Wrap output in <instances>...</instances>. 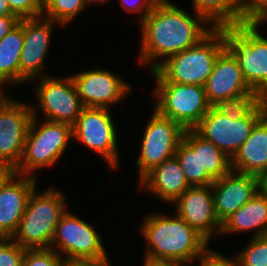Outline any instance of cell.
Returning a JSON list of instances; mask_svg holds the SVG:
<instances>
[{"label":"cell","mask_w":267,"mask_h":266,"mask_svg":"<svg viewBox=\"0 0 267 266\" xmlns=\"http://www.w3.org/2000/svg\"><path fill=\"white\" fill-rule=\"evenodd\" d=\"M266 113L267 99L265 98L245 117L238 120L230 119L211 106L193 130L232 159L249 137L256 123Z\"/></svg>","instance_id":"ba28073f"},{"label":"cell","mask_w":267,"mask_h":266,"mask_svg":"<svg viewBox=\"0 0 267 266\" xmlns=\"http://www.w3.org/2000/svg\"><path fill=\"white\" fill-rule=\"evenodd\" d=\"M192 16L169 0H159L140 22L142 37L138 62L151 63L152 71L161 63L160 58L165 60L197 45L214 29L202 16Z\"/></svg>","instance_id":"6da1fadb"},{"label":"cell","mask_w":267,"mask_h":266,"mask_svg":"<svg viewBox=\"0 0 267 266\" xmlns=\"http://www.w3.org/2000/svg\"><path fill=\"white\" fill-rule=\"evenodd\" d=\"M147 123L136 160L140 180L154 167L175 156L185 130L170 118L160 115L155 109Z\"/></svg>","instance_id":"8fae6325"},{"label":"cell","mask_w":267,"mask_h":266,"mask_svg":"<svg viewBox=\"0 0 267 266\" xmlns=\"http://www.w3.org/2000/svg\"><path fill=\"white\" fill-rule=\"evenodd\" d=\"M71 77L84 107L109 109L131 90L124 79L104 69L82 71Z\"/></svg>","instance_id":"9a60e30c"},{"label":"cell","mask_w":267,"mask_h":266,"mask_svg":"<svg viewBox=\"0 0 267 266\" xmlns=\"http://www.w3.org/2000/svg\"><path fill=\"white\" fill-rule=\"evenodd\" d=\"M24 44V29L18 24L0 40V88L20 84V54Z\"/></svg>","instance_id":"cb8c5ba5"},{"label":"cell","mask_w":267,"mask_h":266,"mask_svg":"<svg viewBox=\"0 0 267 266\" xmlns=\"http://www.w3.org/2000/svg\"><path fill=\"white\" fill-rule=\"evenodd\" d=\"M200 160L201 168L215 181L229 173L231 169V159H229L212 142L200 136Z\"/></svg>","instance_id":"484cf974"},{"label":"cell","mask_w":267,"mask_h":266,"mask_svg":"<svg viewBox=\"0 0 267 266\" xmlns=\"http://www.w3.org/2000/svg\"><path fill=\"white\" fill-rule=\"evenodd\" d=\"M259 192L267 197V170L258 176Z\"/></svg>","instance_id":"f35d334b"},{"label":"cell","mask_w":267,"mask_h":266,"mask_svg":"<svg viewBox=\"0 0 267 266\" xmlns=\"http://www.w3.org/2000/svg\"><path fill=\"white\" fill-rule=\"evenodd\" d=\"M234 258L237 266H267V235L252 237Z\"/></svg>","instance_id":"f1b7e54d"},{"label":"cell","mask_w":267,"mask_h":266,"mask_svg":"<svg viewBox=\"0 0 267 266\" xmlns=\"http://www.w3.org/2000/svg\"><path fill=\"white\" fill-rule=\"evenodd\" d=\"M55 23L43 16L20 19L19 24L24 29V44L20 54V85L33 79L37 81L39 76L42 78L47 75L43 72V67Z\"/></svg>","instance_id":"5bb4252c"},{"label":"cell","mask_w":267,"mask_h":266,"mask_svg":"<svg viewBox=\"0 0 267 266\" xmlns=\"http://www.w3.org/2000/svg\"><path fill=\"white\" fill-rule=\"evenodd\" d=\"M32 116L30 104L9 97L0 104V163L18 167Z\"/></svg>","instance_id":"4fadbf2b"},{"label":"cell","mask_w":267,"mask_h":266,"mask_svg":"<svg viewBox=\"0 0 267 266\" xmlns=\"http://www.w3.org/2000/svg\"><path fill=\"white\" fill-rule=\"evenodd\" d=\"M21 176V177H20ZM36 177L15 174L0 191V238H12L25 212Z\"/></svg>","instance_id":"d6986e66"},{"label":"cell","mask_w":267,"mask_h":266,"mask_svg":"<svg viewBox=\"0 0 267 266\" xmlns=\"http://www.w3.org/2000/svg\"><path fill=\"white\" fill-rule=\"evenodd\" d=\"M215 214L222 224L258 191V177L230 171L212 183Z\"/></svg>","instance_id":"ac0fdd59"},{"label":"cell","mask_w":267,"mask_h":266,"mask_svg":"<svg viewBox=\"0 0 267 266\" xmlns=\"http://www.w3.org/2000/svg\"><path fill=\"white\" fill-rule=\"evenodd\" d=\"M140 231L150 245L144 259L150 261L190 266L209 245L200 233L177 215L148 214Z\"/></svg>","instance_id":"7a4b0ae2"},{"label":"cell","mask_w":267,"mask_h":266,"mask_svg":"<svg viewBox=\"0 0 267 266\" xmlns=\"http://www.w3.org/2000/svg\"><path fill=\"white\" fill-rule=\"evenodd\" d=\"M108 108L84 107L72 126L73 139L103 157L112 169L119 165L118 139Z\"/></svg>","instance_id":"30bf717a"},{"label":"cell","mask_w":267,"mask_h":266,"mask_svg":"<svg viewBox=\"0 0 267 266\" xmlns=\"http://www.w3.org/2000/svg\"><path fill=\"white\" fill-rule=\"evenodd\" d=\"M109 261L94 260H66L63 259L61 266H110Z\"/></svg>","instance_id":"74e56055"},{"label":"cell","mask_w":267,"mask_h":266,"mask_svg":"<svg viewBox=\"0 0 267 266\" xmlns=\"http://www.w3.org/2000/svg\"><path fill=\"white\" fill-rule=\"evenodd\" d=\"M159 0H120L121 6L129 13H138L140 22L154 9Z\"/></svg>","instance_id":"e575fe53"},{"label":"cell","mask_w":267,"mask_h":266,"mask_svg":"<svg viewBox=\"0 0 267 266\" xmlns=\"http://www.w3.org/2000/svg\"><path fill=\"white\" fill-rule=\"evenodd\" d=\"M50 248L54 251L59 249L60 256L66 254L63 258L66 260L109 261L101 236L94 225L67 210L57 224Z\"/></svg>","instance_id":"9c48e42d"},{"label":"cell","mask_w":267,"mask_h":266,"mask_svg":"<svg viewBox=\"0 0 267 266\" xmlns=\"http://www.w3.org/2000/svg\"><path fill=\"white\" fill-rule=\"evenodd\" d=\"M194 13L202 16L213 28L236 25L234 0H192Z\"/></svg>","instance_id":"d4e9b609"},{"label":"cell","mask_w":267,"mask_h":266,"mask_svg":"<svg viewBox=\"0 0 267 266\" xmlns=\"http://www.w3.org/2000/svg\"><path fill=\"white\" fill-rule=\"evenodd\" d=\"M25 252L12 238H0V266H23Z\"/></svg>","instance_id":"1f68e13d"},{"label":"cell","mask_w":267,"mask_h":266,"mask_svg":"<svg viewBox=\"0 0 267 266\" xmlns=\"http://www.w3.org/2000/svg\"><path fill=\"white\" fill-rule=\"evenodd\" d=\"M144 266H184L180 264H173L170 262H157V261H150L145 259L144 260Z\"/></svg>","instance_id":"60d3db41"},{"label":"cell","mask_w":267,"mask_h":266,"mask_svg":"<svg viewBox=\"0 0 267 266\" xmlns=\"http://www.w3.org/2000/svg\"><path fill=\"white\" fill-rule=\"evenodd\" d=\"M150 72L156 80L155 110L184 130H193L211 107L204 86L167 82L155 70Z\"/></svg>","instance_id":"52a82bcc"},{"label":"cell","mask_w":267,"mask_h":266,"mask_svg":"<svg viewBox=\"0 0 267 266\" xmlns=\"http://www.w3.org/2000/svg\"><path fill=\"white\" fill-rule=\"evenodd\" d=\"M40 80L34 90L44 119L73 126L84 106L71 75L61 79L46 75Z\"/></svg>","instance_id":"7c38bea8"},{"label":"cell","mask_w":267,"mask_h":266,"mask_svg":"<svg viewBox=\"0 0 267 266\" xmlns=\"http://www.w3.org/2000/svg\"><path fill=\"white\" fill-rule=\"evenodd\" d=\"M225 48V28H214L197 45L161 60L154 70L167 82L204 86Z\"/></svg>","instance_id":"277c9868"},{"label":"cell","mask_w":267,"mask_h":266,"mask_svg":"<svg viewBox=\"0 0 267 266\" xmlns=\"http://www.w3.org/2000/svg\"><path fill=\"white\" fill-rule=\"evenodd\" d=\"M15 174L16 169L13 166L0 163V191Z\"/></svg>","instance_id":"8d00e7d4"},{"label":"cell","mask_w":267,"mask_h":266,"mask_svg":"<svg viewBox=\"0 0 267 266\" xmlns=\"http://www.w3.org/2000/svg\"><path fill=\"white\" fill-rule=\"evenodd\" d=\"M65 194L49 187L31 192L19 227L12 239L25 249L50 248L57 224L66 212Z\"/></svg>","instance_id":"3957f363"},{"label":"cell","mask_w":267,"mask_h":266,"mask_svg":"<svg viewBox=\"0 0 267 266\" xmlns=\"http://www.w3.org/2000/svg\"><path fill=\"white\" fill-rule=\"evenodd\" d=\"M36 111V107L32 106L33 116L27 131L23 156L16 168L17 174L33 177L37 176L33 173L35 170L53 166L59 161L69 140L73 139L71 125L48 120L38 124Z\"/></svg>","instance_id":"5b68a950"},{"label":"cell","mask_w":267,"mask_h":266,"mask_svg":"<svg viewBox=\"0 0 267 266\" xmlns=\"http://www.w3.org/2000/svg\"><path fill=\"white\" fill-rule=\"evenodd\" d=\"M107 1H110V0H85L87 6L90 4V3H95L98 5V4H102V3H108Z\"/></svg>","instance_id":"7bdbcfd3"},{"label":"cell","mask_w":267,"mask_h":266,"mask_svg":"<svg viewBox=\"0 0 267 266\" xmlns=\"http://www.w3.org/2000/svg\"><path fill=\"white\" fill-rule=\"evenodd\" d=\"M263 98L260 95H240L218 101L213 107L230 119L245 117Z\"/></svg>","instance_id":"83f0119b"},{"label":"cell","mask_w":267,"mask_h":266,"mask_svg":"<svg viewBox=\"0 0 267 266\" xmlns=\"http://www.w3.org/2000/svg\"><path fill=\"white\" fill-rule=\"evenodd\" d=\"M208 103L213 106L218 101L240 95H259L243 78L238 60L225 48L216 58L212 73L205 85Z\"/></svg>","instance_id":"e0dca14e"},{"label":"cell","mask_w":267,"mask_h":266,"mask_svg":"<svg viewBox=\"0 0 267 266\" xmlns=\"http://www.w3.org/2000/svg\"><path fill=\"white\" fill-rule=\"evenodd\" d=\"M247 230L255 231L252 237L267 235V197L259 191L222 223L220 234Z\"/></svg>","instance_id":"7402d4cb"},{"label":"cell","mask_w":267,"mask_h":266,"mask_svg":"<svg viewBox=\"0 0 267 266\" xmlns=\"http://www.w3.org/2000/svg\"><path fill=\"white\" fill-rule=\"evenodd\" d=\"M139 181L140 188L170 204L191 187L176 156L154 167Z\"/></svg>","instance_id":"ffe728a7"},{"label":"cell","mask_w":267,"mask_h":266,"mask_svg":"<svg viewBox=\"0 0 267 266\" xmlns=\"http://www.w3.org/2000/svg\"><path fill=\"white\" fill-rule=\"evenodd\" d=\"M19 21L16 15L0 16V40L17 26Z\"/></svg>","instance_id":"d590c367"},{"label":"cell","mask_w":267,"mask_h":266,"mask_svg":"<svg viewBox=\"0 0 267 266\" xmlns=\"http://www.w3.org/2000/svg\"><path fill=\"white\" fill-rule=\"evenodd\" d=\"M231 169L257 177L267 170V113L231 159Z\"/></svg>","instance_id":"44dd1931"},{"label":"cell","mask_w":267,"mask_h":266,"mask_svg":"<svg viewBox=\"0 0 267 266\" xmlns=\"http://www.w3.org/2000/svg\"><path fill=\"white\" fill-rule=\"evenodd\" d=\"M2 88H0V104L8 97L7 95L5 96L4 91L2 92Z\"/></svg>","instance_id":"ee69618b"},{"label":"cell","mask_w":267,"mask_h":266,"mask_svg":"<svg viewBox=\"0 0 267 266\" xmlns=\"http://www.w3.org/2000/svg\"><path fill=\"white\" fill-rule=\"evenodd\" d=\"M254 23L225 28L226 48L238 60L248 86L267 99V38Z\"/></svg>","instance_id":"8992f818"},{"label":"cell","mask_w":267,"mask_h":266,"mask_svg":"<svg viewBox=\"0 0 267 266\" xmlns=\"http://www.w3.org/2000/svg\"><path fill=\"white\" fill-rule=\"evenodd\" d=\"M236 24L254 23L266 10L267 0H234Z\"/></svg>","instance_id":"f546056e"},{"label":"cell","mask_w":267,"mask_h":266,"mask_svg":"<svg viewBox=\"0 0 267 266\" xmlns=\"http://www.w3.org/2000/svg\"><path fill=\"white\" fill-rule=\"evenodd\" d=\"M15 15L7 0H0V16Z\"/></svg>","instance_id":"ab89813d"},{"label":"cell","mask_w":267,"mask_h":266,"mask_svg":"<svg viewBox=\"0 0 267 266\" xmlns=\"http://www.w3.org/2000/svg\"><path fill=\"white\" fill-rule=\"evenodd\" d=\"M173 204H176V215L186 221L208 242L216 232H221L213 201L212 184L191 186Z\"/></svg>","instance_id":"2e32d148"},{"label":"cell","mask_w":267,"mask_h":266,"mask_svg":"<svg viewBox=\"0 0 267 266\" xmlns=\"http://www.w3.org/2000/svg\"><path fill=\"white\" fill-rule=\"evenodd\" d=\"M51 248L26 249L23 266H61L63 256Z\"/></svg>","instance_id":"4dcf8cb0"},{"label":"cell","mask_w":267,"mask_h":266,"mask_svg":"<svg viewBox=\"0 0 267 266\" xmlns=\"http://www.w3.org/2000/svg\"><path fill=\"white\" fill-rule=\"evenodd\" d=\"M42 3V16L60 26L70 23L87 6L85 0H42Z\"/></svg>","instance_id":"4316f807"},{"label":"cell","mask_w":267,"mask_h":266,"mask_svg":"<svg viewBox=\"0 0 267 266\" xmlns=\"http://www.w3.org/2000/svg\"><path fill=\"white\" fill-rule=\"evenodd\" d=\"M197 259L200 266H237L236 259H229L209 247Z\"/></svg>","instance_id":"836d02e7"},{"label":"cell","mask_w":267,"mask_h":266,"mask_svg":"<svg viewBox=\"0 0 267 266\" xmlns=\"http://www.w3.org/2000/svg\"><path fill=\"white\" fill-rule=\"evenodd\" d=\"M175 156L190 186H207L214 182L205 169L201 168L200 135L194 130H185Z\"/></svg>","instance_id":"603a6c76"},{"label":"cell","mask_w":267,"mask_h":266,"mask_svg":"<svg viewBox=\"0 0 267 266\" xmlns=\"http://www.w3.org/2000/svg\"><path fill=\"white\" fill-rule=\"evenodd\" d=\"M12 12L19 19L41 17L43 13L42 0H7Z\"/></svg>","instance_id":"d6a6232c"},{"label":"cell","mask_w":267,"mask_h":266,"mask_svg":"<svg viewBox=\"0 0 267 266\" xmlns=\"http://www.w3.org/2000/svg\"><path fill=\"white\" fill-rule=\"evenodd\" d=\"M267 21V10L254 22V24L261 25Z\"/></svg>","instance_id":"b9f144b4"}]
</instances>
